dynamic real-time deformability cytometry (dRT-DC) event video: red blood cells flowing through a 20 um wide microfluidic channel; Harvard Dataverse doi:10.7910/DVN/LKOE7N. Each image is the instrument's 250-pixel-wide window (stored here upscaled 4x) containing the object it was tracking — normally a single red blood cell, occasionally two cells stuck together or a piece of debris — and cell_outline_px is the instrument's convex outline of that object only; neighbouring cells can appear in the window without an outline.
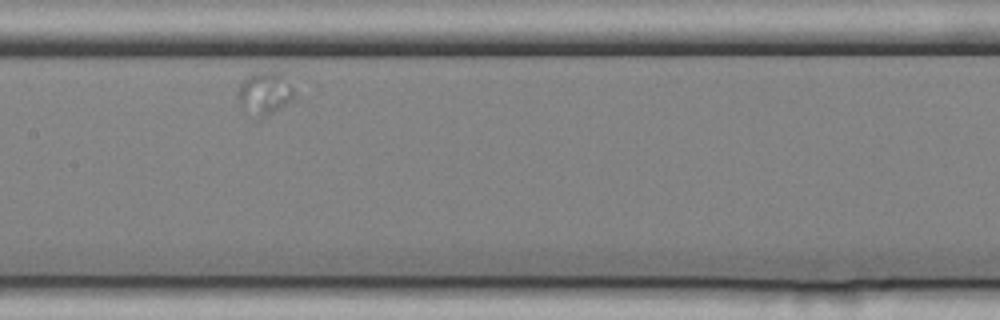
{"species": "common noctule bat (a hibernating species)", "species_latin": "Nyctalus noctula", "temperature_condition": "cold", "stored_images_in_passage": 33, "camera_frame_rate_fps": 3000, "um_per_image_px": 0.085, "animal": {"sex": "female", "body_mass_g": 25.1}, "frame": {"image": 1, "passage_image": 14, "time_ms": 4.333, "image_size_px": [1000, 320], "cell_outline_px": [[308, 76], [292, 100], [264, 116], [260, 116], [240, 104], [236, 96], [240, 84], [244, 76], [248, 72], [300, 72]], "centroid_in_image_um": [22.84, 7.68], "position_along_channel_um": 184.6, "area_um2": 15.78}}
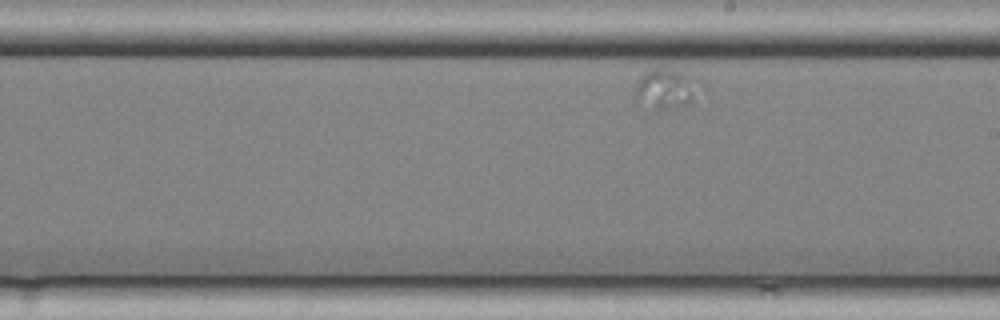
{"frame": {"image": 2, "passage_image": 19, "time_ms": 6.0, "image_size_px": [1000, 320], "cell_outline_px": [[700, 88], [692, 100], [688, 104], [680, 108], [656, 112], [636, 100], [636, 80], [644, 72], [660, 68], [684, 72], [696, 76], [700, 80]], "centroid_in_image_um": [56.63, 7.58], "position_along_channel_um": 232.4, "area_um2": 15.61}}
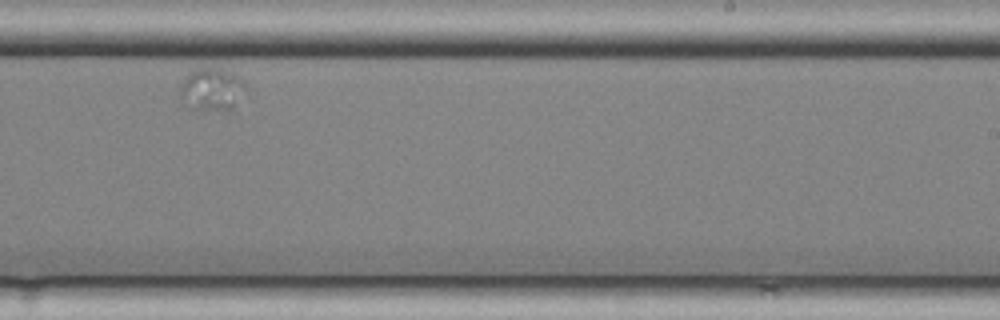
{"frame": {"image": 3, "passage_image": 23, "time_ms": 7.333, "image_size_px": [1000, 320], "cell_outline_px": [[244, 84], [232, 108], [228, 112], [192, 108], [180, 96], [180, 84], [184, 76], [188, 72], [196, 68], [220, 68], [240, 76], [244, 80]], "centroid_in_image_um": [17.94, 7.56], "position_along_channel_um": 271.1, "area_um2": 16.01}}